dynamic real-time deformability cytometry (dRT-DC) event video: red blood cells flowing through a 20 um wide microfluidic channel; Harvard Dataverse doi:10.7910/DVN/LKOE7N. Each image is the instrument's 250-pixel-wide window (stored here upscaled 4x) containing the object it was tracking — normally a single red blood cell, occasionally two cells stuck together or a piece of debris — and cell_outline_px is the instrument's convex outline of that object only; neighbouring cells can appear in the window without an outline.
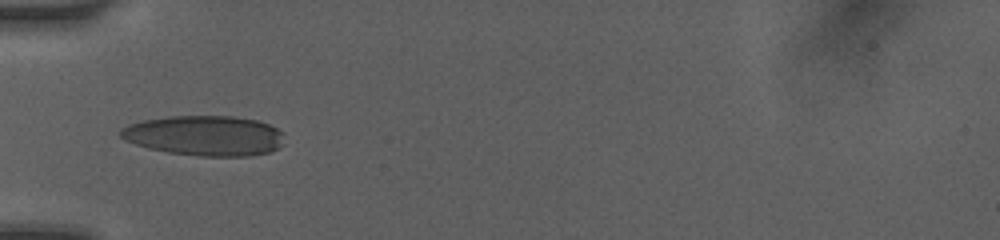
{"species": "human", "species_latin": "Homo sapiens", "temperature_condition": "room temperature", "stored_images_in_passage": 16, "camera_frame_rate_fps": 3000, "um_per_image_px": 0.085, "donor": {"sex": "female"}, "frame": {"image": 1, "passage_image": 1, "time_ms": 0.0, "image_size_px": [1000, 240], "cell_outline_px": [[284, 144], [272, 152], [252, 156], [200, 156], [168, 152], [148, 148], [124, 140], [120, 136], [120, 128], [128, 124], [144, 120], [168, 116], [232, 116], [256, 120], [268, 124], [284, 132]], "centroid_in_image_um": [17.43, 11.53], "position_along_channel_um": 67.6, "area_um2": 38.61}}
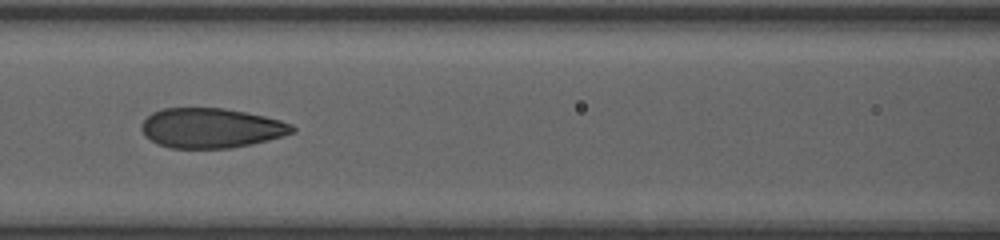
{"frame": {"image": 2, "passage_image": 10, "time_ms": 2.0, "image_size_px": [1000, 240], "cell_outline_px": [[296, 132], [284, 136], [252, 144], [232, 148], [172, 148], [160, 144], [144, 136], [140, 128], [144, 120], [152, 112], [164, 108], [224, 108], [264, 116], [280, 120], [292, 124], [296, 128]], "centroid_in_image_um": [17.97, 10.88], "position_along_channel_um": 148.6, "area_um2": 35.03}}
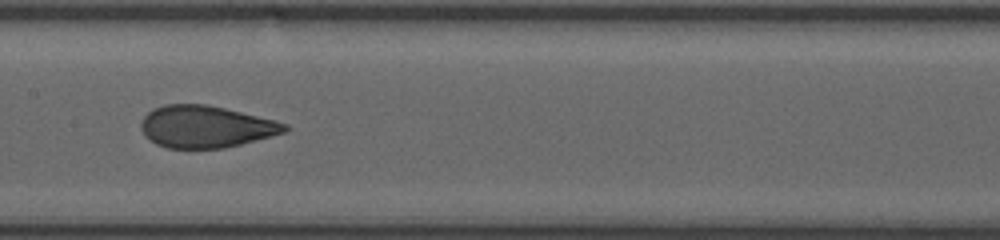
{"frame": {"image": 3, "passage_image": 15, "time_ms": 3.0, "image_size_px": [1000, 240], "cell_outline_px": [[288, 128], [284, 132], [240, 144], [224, 148], [168, 148], [156, 144], [140, 128], [140, 124], [144, 116], [152, 108], [164, 104], [208, 104], [288, 124]], "centroid_in_image_um": [17.44, 10.76], "position_along_channel_um": 190.0, "area_um2": 34.68}}